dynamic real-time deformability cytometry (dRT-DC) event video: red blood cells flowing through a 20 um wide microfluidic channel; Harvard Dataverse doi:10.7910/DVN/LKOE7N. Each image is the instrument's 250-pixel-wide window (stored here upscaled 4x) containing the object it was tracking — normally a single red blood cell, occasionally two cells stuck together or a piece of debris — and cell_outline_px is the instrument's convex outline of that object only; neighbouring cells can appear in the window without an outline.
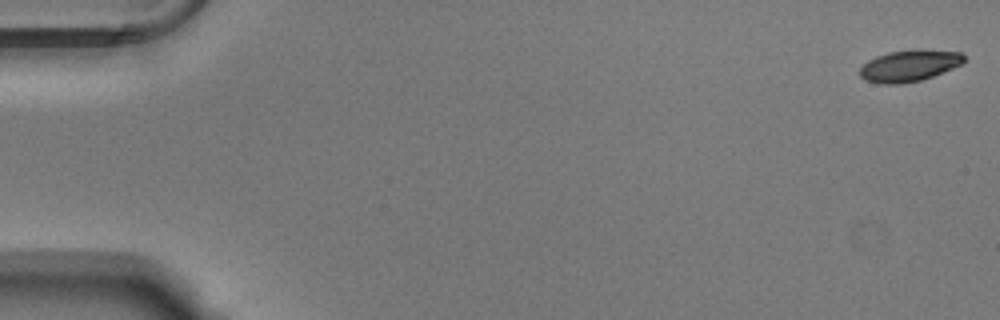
{"species": "Egyptian fruit bat (a non-hibernating species)", "species_latin": "Rousettus aegyptiacus", "temperature_condition": "warm", "stored_images_in_passage": 54, "camera_frame_rate_fps": 3000, "um_per_image_px": 0.085, "animal": {"sex": "male"}, "frame": {"image": 1, "passage_image": 1, "time_ms": 0.0, "image_size_px": [1000, 320], "cell_outline_px": [[964, 64], [932, 76], [920, 80], [900, 84], [880, 84], [864, 80], [860, 76], [860, 68], [868, 60], [876, 56], [888, 52], [916, 48], [960, 52], [964, 56]], "centroid_in_image_um": [77.29, 5.57], "position_along_channel_um": 7.7, "area_um2": 19.36}}
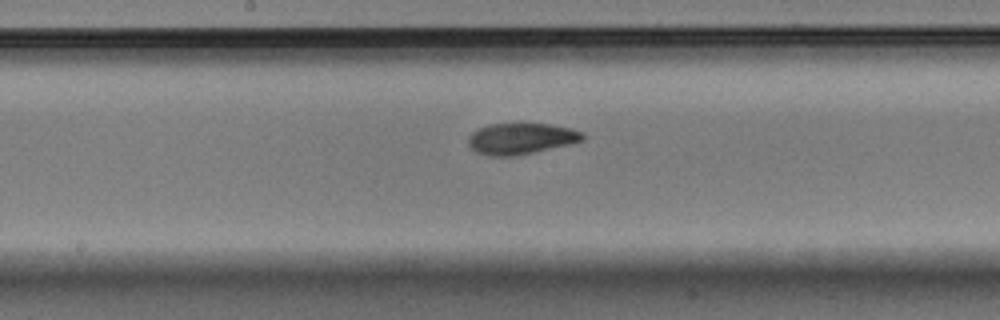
{"frame": {"image": 2, "passage_image": 29, "time_ms": 9.333, "image_size_px": [1000, 320], "cell_outline_px": [[584, 140], [572, 144], [512, 156], [488, 156], [476, 152], [468, 144], [468, 136], [472, 132], [488, 124], [548, 124], [568, 128], [584, 132]], "centroid_in_image_um": [44.28, 11.79], "position_along_channel_um": 203.9, "area_um2": 20.63}}
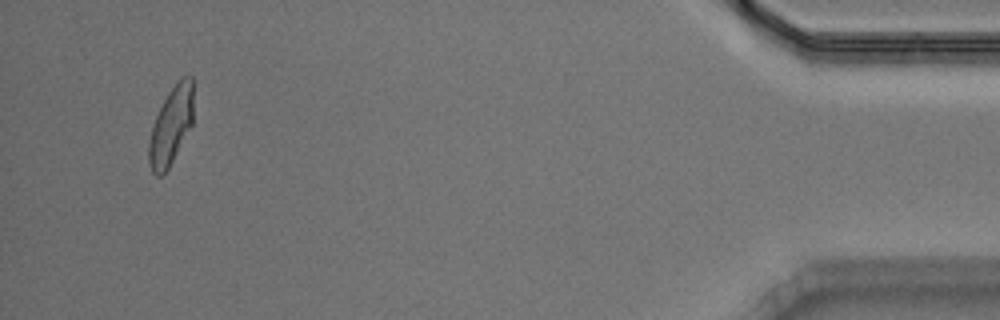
{"frame": {"image": 3, "passage_image": 52, "time_ms": 17.0, "image_size_px": [1000, 320], "cell_outline_px": [[192, 124], [168, 168], [160, 176], [156, 176], [152, 172], [148, 160], [148, 144], [152, 124], [168, 92], [176, 80], [180, 76], [192, 76]], "centroid_in_image_um": [14.51, 10.66], "position_along_channel_um": 420.7, "area_um2": 20.0}, "authors_computed_cell_mechanics": {"area_um2": 20.4901, "velocity_mm_per_s": 3.7818, "shape_relaxation_time_tau1_ms": 6.1252, "shape_relaxation_time_tau2_ms": 2.2076, "deformation_change_tau1": 0.1885, "deformation_change_tau2": 0.0802}}